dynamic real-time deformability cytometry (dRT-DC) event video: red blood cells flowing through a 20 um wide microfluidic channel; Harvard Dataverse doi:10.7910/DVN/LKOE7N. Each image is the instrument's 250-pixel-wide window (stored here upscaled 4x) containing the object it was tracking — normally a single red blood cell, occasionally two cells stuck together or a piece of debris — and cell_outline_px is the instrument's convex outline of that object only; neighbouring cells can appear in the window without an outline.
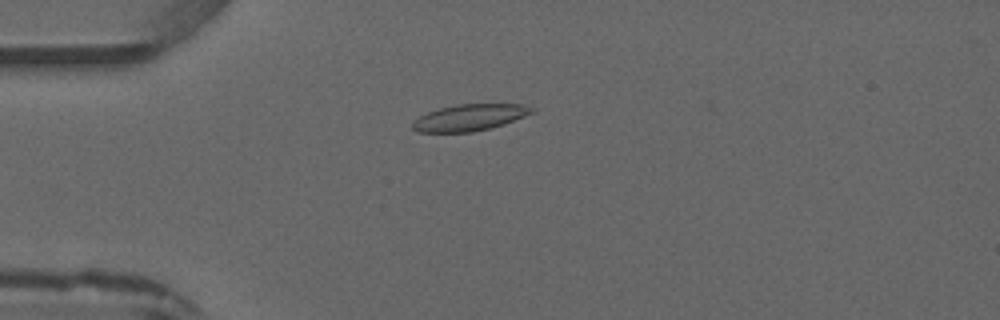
{"species": "common noctule bat (a hibernating species)", "species_latin": "Nyctalus noctula", "temperature_condition": "warm", "stored_images_in_passage": 4, "camera_frame_rate_fps": 3000, "um_per_image_px": 0.085, "animal": {"sex": "male", "forearm_length_mm": 52.5}, "frame": {"image": 1, "passage_image": 4, "time_ms": 3.667, "image_size_px": [1000, 320], "cell_outline_px": [[536, 112], [504, 124], [492, 128], [472, 132], [416, 132], [412, 128], [412, 124], [420, 116], [428, 112], [440, 108], [456, 104], [520, 104], [536, 108]], "centroid_in_image_um": [39.96, 9.99], "position_along_channel_um": 45.0, "area_um2": 18.5}}